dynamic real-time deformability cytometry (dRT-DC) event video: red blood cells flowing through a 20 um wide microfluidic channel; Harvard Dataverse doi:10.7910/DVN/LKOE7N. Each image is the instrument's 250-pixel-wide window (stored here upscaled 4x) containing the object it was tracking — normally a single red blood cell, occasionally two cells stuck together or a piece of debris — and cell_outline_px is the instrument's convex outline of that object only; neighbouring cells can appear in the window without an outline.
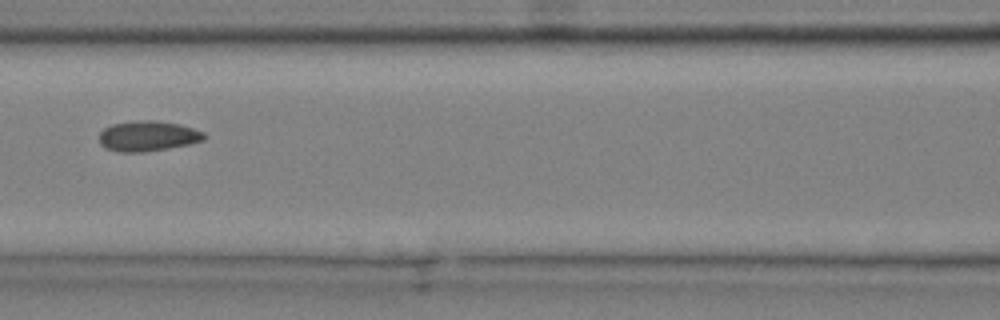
{"species": "common noctule bat (a hibernating species)", "species_latin": "Nyctalus noctula", "temperature_condition": "cold", "stored_images_in_passage": 9, "camera_frame_rate_fps": 3000, "um_per_image_px": 0.085, "animal": {"sex": "male", "body_mass_g": 20.4}, "frame": {"image": 1, "passage_image": 6, "time_ms": 1.667, "image_size_px": [1000, 320], "cell_outline_px": [[204, 140], [188, 144], [168, 148], [140, 152], [120, 152], [104, 148], [100, 144], [100, 132], [104, 128], [112, 124], [140, 120], [156, 120], [180, 124], [204, 132]], "centroid_in_image_um": [12.54, 11.56], "position_along_channel_um": 154.1, "area_um2": 18.44}}